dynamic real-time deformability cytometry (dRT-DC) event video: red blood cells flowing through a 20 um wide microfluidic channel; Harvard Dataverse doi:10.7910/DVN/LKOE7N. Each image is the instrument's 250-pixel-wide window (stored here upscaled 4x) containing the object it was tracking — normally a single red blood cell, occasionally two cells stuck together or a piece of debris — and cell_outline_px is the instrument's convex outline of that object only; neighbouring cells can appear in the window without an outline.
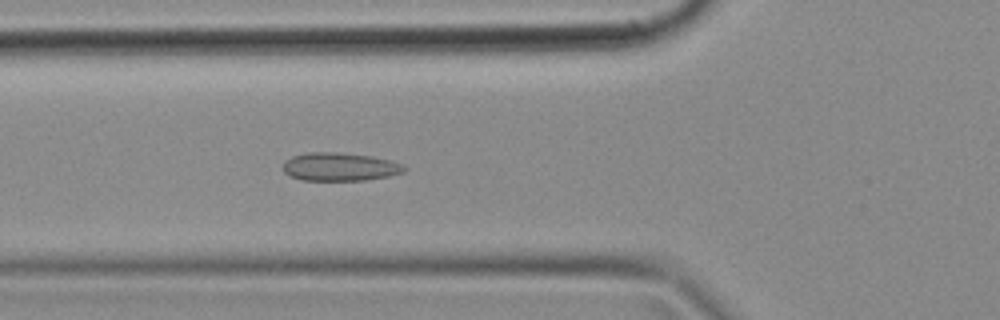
{"species": "common noctule bat (a hibernating species)", "species_latin": "Nyctalus noctula", "temperature_condition": "cold", "stored_images_in_passage": 50, "camera_frame_rate_fps": 3000, "um_per_image_px": 0.085, "animal": {"sex": "female", "body_mass_g": 18.4}, "frame": {"image": 1, "passage_image": 17, "time_ms": 5.333, "image_size_px": [1000, 320], "cell_outline_px": [[408, 168], [404, 172], [388, 176], [364, 180], [300, 180], [288, 176], [280, 168], [284, 160], [292, 156], [308, 152], [340, 152], [372, 156], [404, 164]], "centroid_in_image_um": [28.83, 14.17], "position_along_channel_um": 97.0, "area_um2": 20.29}}
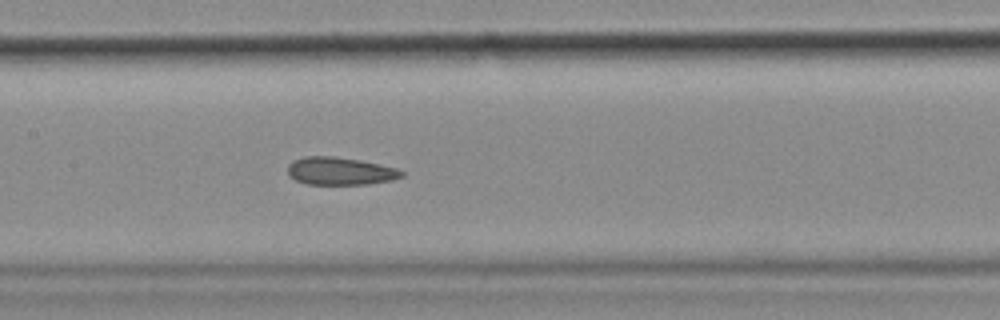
{"frame": {"image": 2, "passage_image": 23, "time_ms": 7.333, "image_size_px": [1000, 320], "cell_outline_px": [[404, 176], [392, 180], [368, 184], [308, 184], [296, 180], [288, 176], [288, 164], [292, 160], [304, 156], [332, 156], [360, 160], [380, 164], [396, 168], [404, 172]], "centroid_in_image_um": [28.9, 14.54], "position_along_channel_um": 178.5, "area_um2": 18.5}}
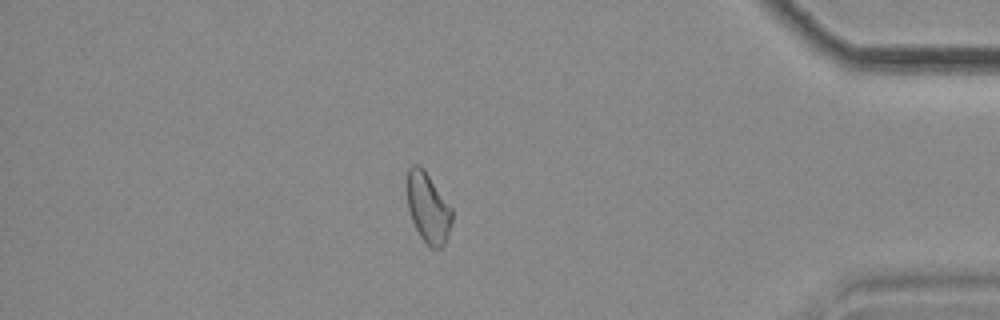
{"frame": {"image": 3, "passage_image": 42, "time_ms": 13.667, "image_size_px": [1000, 320], "cell_outline_px": [[452, 224], [448, 236], [444, 244], [440, 248], [432, 248], [420, 236], [408, 212], [408, 168], [412, 164], [416, 164], [424, 168], [452, 208]], "centroid_in_image_um": [36.4, 17.65], "position_along_channel_um": 398.8, "area_um2": 18.26}}